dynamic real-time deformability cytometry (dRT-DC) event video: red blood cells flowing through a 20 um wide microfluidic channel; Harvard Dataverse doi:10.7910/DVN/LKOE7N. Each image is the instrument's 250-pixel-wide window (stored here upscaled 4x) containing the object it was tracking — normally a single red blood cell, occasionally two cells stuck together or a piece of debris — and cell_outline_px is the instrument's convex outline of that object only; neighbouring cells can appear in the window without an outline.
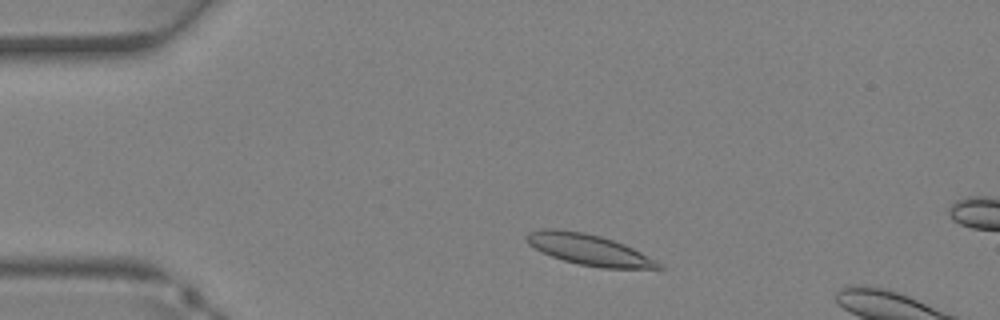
{"species": "Egyptian fruit bat (a non-hibernating species)", "species_latin": "Rousettus aegyptiacus", "temperature_condition": "warm", "stored_images_in_passage": 7, "camera_frame_rate_fps": 3000, "um_per_image_px": 0.085, "animal": {"sex": "female"}, "frame": {"image": 1, "passage_image": 4, "time_ms": 1.0, "image_size_px": [1000, 320], "cell_outline_px": [[664, 268], [604, 268], [580, 264], [564, 260], [552, 256], [528, 244], [524, 236], [528, 232], [540, 228], [556, 228], [584, 232], [600, 236], [624, 244], [656, 260]], "centroid_in_image_um": [50.0, 21.19], "position_along_channel_um": 35.0, "area_um2": 23.47}}